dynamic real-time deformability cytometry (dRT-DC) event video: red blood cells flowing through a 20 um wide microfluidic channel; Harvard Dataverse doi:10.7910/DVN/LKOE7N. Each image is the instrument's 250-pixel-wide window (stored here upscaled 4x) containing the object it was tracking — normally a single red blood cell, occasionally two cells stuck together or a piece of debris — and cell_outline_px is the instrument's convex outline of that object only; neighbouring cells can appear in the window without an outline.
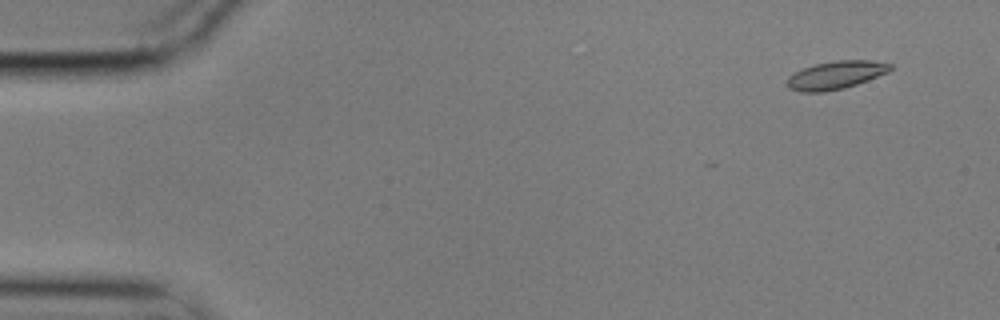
{"species": "common noctule bat (a hibernating species)", "species_latin": "Nyctalus noctula", "temperature_condition": "cold", "stored_images_in_passage": 13, "camera_frame_rate_fps": 3000, "um_per_image_px": 0.085, "animal": {"sex": "male", "body_mass_g": 17.9}, "frame": {"image": 1, "passage_image": 4, "time_ms": 1.0, "image_size_px": [1000, 320], "cell_outline_px": [[892, 68], [888, 72], [868, 80], [844, 88], [824, 92], [800, 92], [788, 88], [788, 76], [804, 68], [816, 64], [840, 60], [872, 60], [892, 64]], "centroid_in_image_um": [71.06, 6.39], "position_along_channel_um": 13.9, "area_um2": 16.7}}